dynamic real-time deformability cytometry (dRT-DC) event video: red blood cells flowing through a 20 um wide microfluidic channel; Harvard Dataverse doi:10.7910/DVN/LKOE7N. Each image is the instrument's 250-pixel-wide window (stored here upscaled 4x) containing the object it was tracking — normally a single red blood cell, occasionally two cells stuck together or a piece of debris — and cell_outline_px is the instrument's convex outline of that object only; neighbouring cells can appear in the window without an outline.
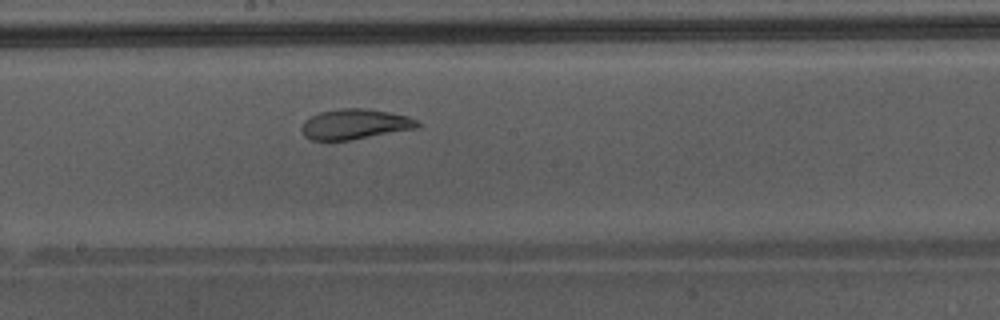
{"species": "Egyptian fruit bat (a non-hibernating species)", "species_latin": "Rousettus aegyptiacus", "temperature_condition": "warm", "stored_images_in_passage": 18, "camera_frame_rate_fps": 3000, "um_per_image_px": 0.085, "animal": {"sex": "male"}, "frame": {"image": 1, "passage_image": 12, "time_ms": 3.667, "image_size_px": [1000, 320], "cell_outline_px": [[420, 128], [352, 140], [312, 140], [304, 136], [300, 128], [304, 120], [320, 112], [340, 108], [364, 108], [388, 112], [408, 116], [420, 120]], "centroid_in_image_um": [30.2, 10.56], "position_along_channel_um": 218.0, "area_um2": 20.69}}
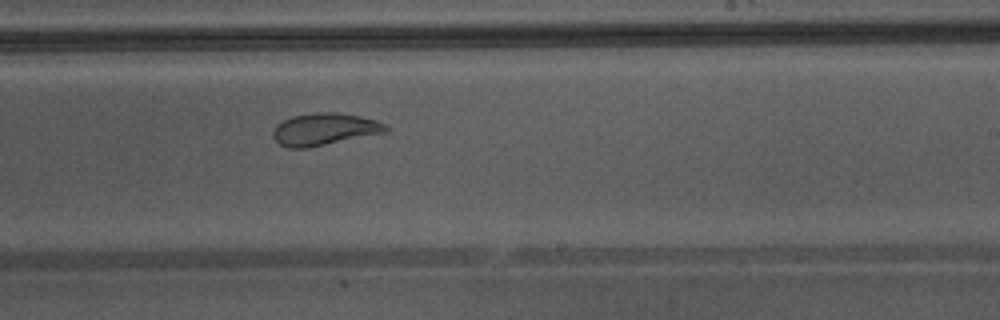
{"frame": {"image": 2, "passage_image": 15, "time_ms": 4.667, "image_size_px": [1000, 320], "cell_outline_px": [[392, 128], [388, 132], [308, 148], [288, 148], [280, 144], [272, 136], [272, 132], [276, 124], [292, 116], [320, 112], [336, 112], [360, 116], [376, 120], [388, 124]], "centroid_in_image_um": [27.63, 10.99], "position_along_channel_um": 261.4, "area_um2": 21.39}}